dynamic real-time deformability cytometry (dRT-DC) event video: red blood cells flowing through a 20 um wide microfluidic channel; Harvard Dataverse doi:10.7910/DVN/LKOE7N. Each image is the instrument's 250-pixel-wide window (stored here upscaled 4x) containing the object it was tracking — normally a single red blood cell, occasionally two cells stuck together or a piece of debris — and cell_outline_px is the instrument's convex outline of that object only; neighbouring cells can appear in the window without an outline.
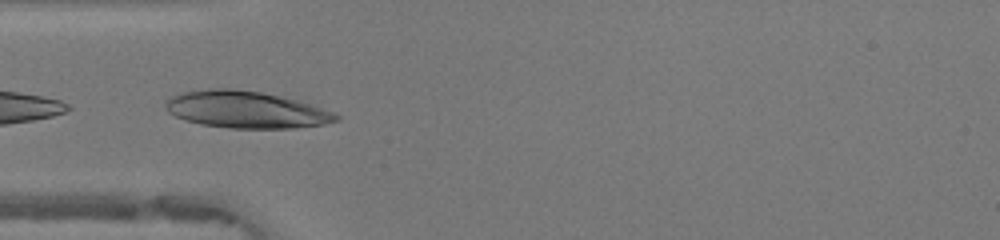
{"species": "human", "species_latin": "Homo sapiens", "temperature_condition": "warm", "stored_images_in_passage": 46, "camera_frame_rate_fps": 3000, "um_per_image_px": 0.085, "donor": {"sex": "female"}, "frame": {"image": 1, "passage_image": 14, "time_ms": 4.333, "image_size_px": [1000, 240], "cell_outline_px": [[340, 120], [324, 124], [296, 128], [232, 128], [200, 124], [184, 120], [168, 112], [164, 108], [164, 100], [172, 96], [184, 92], [208, 88], [228, 88], [260, 92], [300, 100], [332, 112], [340, 116]], "centroid_in_image_um": [20.89, 9.32], "position_along_channel_um": 64.1, "area_um2": 36.82}}
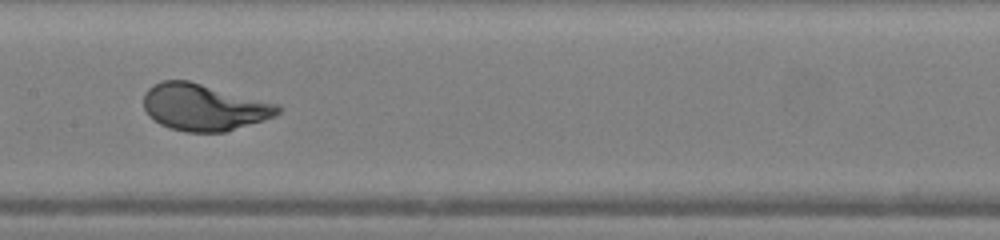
{"frame": {"image": 2, "passage_image": 23, "time_ms": 7.333, "image_size_px": [1000, 240], "cell_outline_px": [[280, 112], [276, 116], [264, 120], [224, 132], [184, 132], [160, 124], [148, 116], [144, 108], [144, 92], [152, 84], [164, 80], [188, 80], [280, 104]], "centroid_in_image_um": [17.32, 9.11], "position_along_channel_um": 190.1, "area_um2": 36.7}}
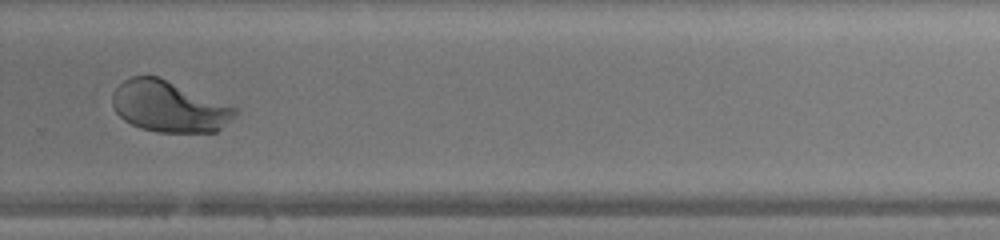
{"frame": {"image": 3, "passage_image": 32, "time_ms": 10.333, "image_size_px": [1000, 240], "cell_outline_px": [[240, 112], [236, 116], [216, 132], [156, 132], [140, 128], [124, 120], [116, 112], [112, 104], [112, 96], [116, 88], [124, 80], [132, 76], [156, 76], [240, 108]], "centroid_in_image_um": [14.41, 9.07], "position_along_channel_um": 315.4, "area_um2": 36.59}, "authors_computed_cell_mechanics": {"area_um2": 37.281, "velocity_mm_per_s": 4.192, "shape_relaxation_time_tau1_ms": 2.1685, "shape_relaxation_time_tau2_ms": null, "deformation_change_tau1": 0.1817, "deformation_change_tau2": null}}